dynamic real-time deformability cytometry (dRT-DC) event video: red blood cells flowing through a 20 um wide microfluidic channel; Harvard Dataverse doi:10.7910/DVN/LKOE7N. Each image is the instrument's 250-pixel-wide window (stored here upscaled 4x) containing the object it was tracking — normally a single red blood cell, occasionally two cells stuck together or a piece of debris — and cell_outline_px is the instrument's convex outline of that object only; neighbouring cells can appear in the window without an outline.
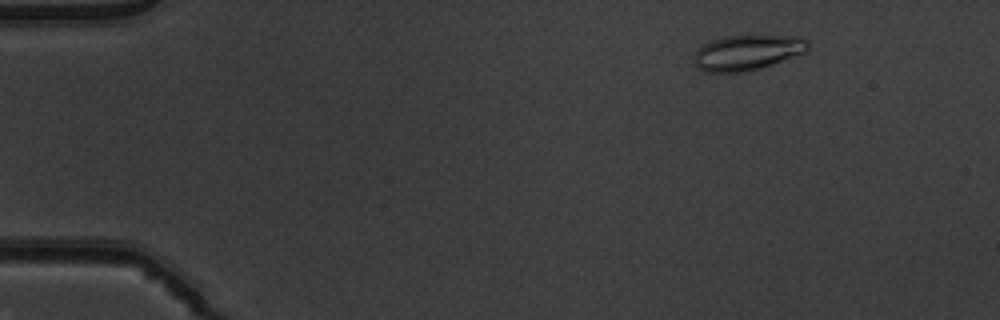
{"species": "common noctule bat (a hibernating species)", "species_latin": "Nyctalus noctula", "temperature_condition": "warm", "stored_images_in_passage": 52, "camera_frame_rate_fps": 3000, "um_per_image_px": 0.085, "animal": {"sex": "male", "body_mass_g": 19.5, "forearm_length_mm": 54.6}, "frame": {"image": 1, "passage_image": 7, "time_ms": 2.0, "image_size_px": [1000, 320], "cell_outline_px": [[808, 48], [804, 52], [772, 64], [744, 72], [708, 72], [700, 68], [692, 60], [696, 52], [704, 44], [712, 40], [724, 36], [804, 36], [808, 40]], "centroid_in_image_um": [63.53, 4.45], "position_along_channel_um": 21.5, "area_um2": 23.06}}
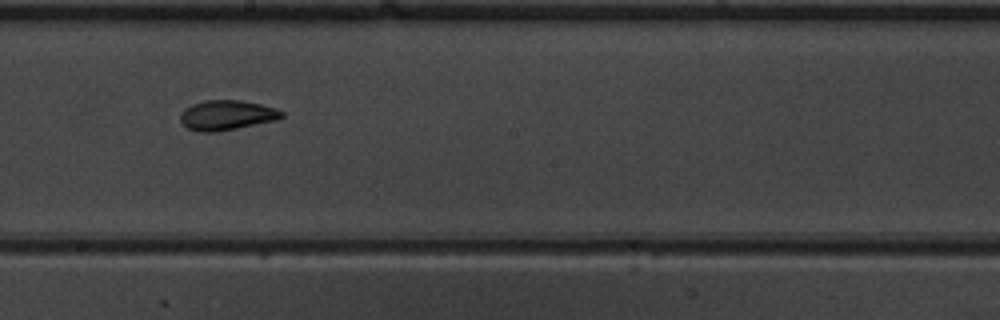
{"frame": {"image": 2, "passage_image": 30, "time_ms": 9.667, "image_size_px": [1000, 320], "cell_outline_px": [[284, 116], [276, 120], [216, 132], [200, 132], [188, 128], [180, 120], [180, 116], [184, 108], [192, 104], [204, 100], [240, 100], [260, 104], [276, 108], [284, 112]], "centroid_in_image_um": [19.27, 9.78], "position_along_channel_um": 228.9, "area_um2": 17.57}}
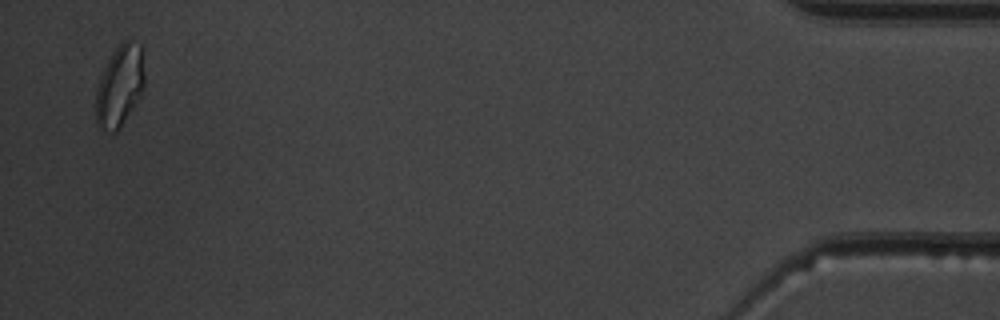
{"frame": {"image": 3, "passage_image": 51, "time_ms": 16.667, "image_size_px": [1000, 320], "cell_outline_px": [[144, 88], [120, 128], [116, 132], [112, 132], [96, 124], [96, 88], [104, 68], [108, 60], [116, 48], [124, 40], [128, 40], [140, 44], [144, 48]], "centroid_in_image_um": [10.2, 7.26], "position_along_channel_um": 425.0, "area_um2": 22.95}, "authors_computed_cell_mechanics": {"area_um2": 18.6405, "velocity_mm_per_s": 3.9432, "shape_relaxation_time_tau1_ms": 4.5981, "shape_relaxation_time_tau2_ms": 1.9888, "deformation_change_tau1": 0.1515, "deformation_change_tau2": 0.0608}}